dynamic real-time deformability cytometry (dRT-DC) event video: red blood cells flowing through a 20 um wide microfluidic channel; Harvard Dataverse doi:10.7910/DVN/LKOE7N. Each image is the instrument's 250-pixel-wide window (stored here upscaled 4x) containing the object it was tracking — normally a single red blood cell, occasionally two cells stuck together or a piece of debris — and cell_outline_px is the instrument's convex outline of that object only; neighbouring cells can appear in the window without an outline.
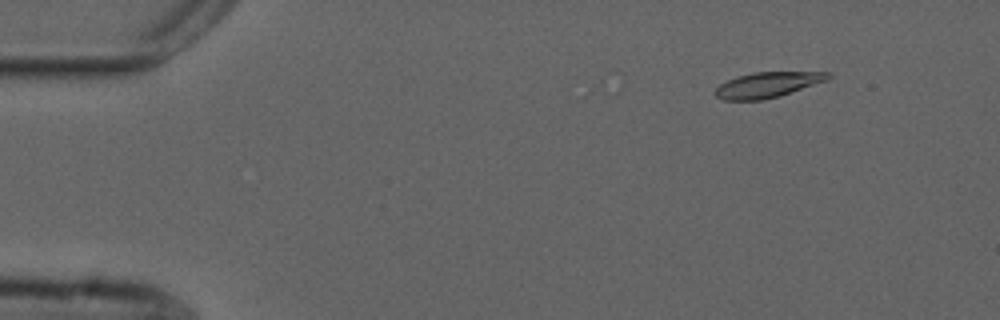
{"species": "common noctule bat (a hibernating species)", "species_latin": "Nyctalus noctula", "temperature_condition": "cold", "stored_images_in_passage": 9, "camera_frame_rate_fps": 3000, "um_per_image_px": 0.085, "animal": {"sex": "male", "forearm_length_mm": 52.5}, "frame": {"image": 1, "passage_image": 6, "time_ms": 1.667, "image_size_px": [1000, 320], "cell_outline_px": [[832, 76], [828, 80], [780, 96], [760, 100], [724, 100], [716, 96], [712, 92], [720, 84], [728, 80], [752, 72], [832, 72]], "centroid_in_image_um": [65.26, 7.21], "position_along_channel_um": 19.7, "area_um2": 16.7}}